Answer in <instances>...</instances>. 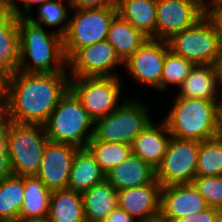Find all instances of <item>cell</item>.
<instances>
[{
  "mask_svg": "<svg viewBox=\"0 0 222 222\" xmlns=\"http://www.w3.org/2000/svg\"><path fill=\"white\" fill-rule=\"evenodd\" d=\"M51 191L37 176H24V202L18 222L47 219Z\"/></svg>",
  "mask_w": 222,
  "mask_h": 222,
  "instance_id": "24",
  "label": "cell"
},
{
  "mask_svg": "<svg viewBox=\"0 0 222 222\" xmlns=\"http://www.w3.org/2000/svg\"><path fill=\"white\" fill-rule=\"evenodd\" d=\"M87 148L94 155L105 175L132 154L131 144L102 142L94 138L88 142Z\"/></svg>",
  "mask_w": 222,
  "mask_h": 222,
  "instance_id": "28",
  "label": "cell"
},
{
  "mask_svg": "<svg viewBox=\"0 0 222 222\" xmlns=\"http://www.w3.org/2000/svg\"><path fill=\"white\" fill-rule=\"evenodd\" d=\"M8 76L0 70V103L6 101Z\"/></svg>",
  "mask_w": 222,
  "mask_h": 222,
  "instance_id": "40",
  "label": "cell"
},
{
  "mask_svg": "<svg viewBox=\"0 0 222 222\" xmlns=\"http://www.w3.org/2000/svg\"><path fill=\"white\" fill-rule=\"evenodd\" d=\"M105 179L117 191H121L151 183L155 179V169L138 156L131 154L109 171Z\"/></svg>",
  "mask_w": 222,
  "mask_h": 222,
  "instance_id": "19",
  "label": "cell"
},
{
  "mask_svg": "<svg viewBox=\"0 0 222 222\" xmlns=\"http://www.w3.org/2000/svg\"><path fill=\"white\" fill-rule=\"evenodd\" d=\"M201 141L171 137L155 178L161 187L192 183Z\"/></svg>",
  "mask_w": 222,
  "mask_h": 222,
  "instance_id": "10",
  "label": "cell"
},
{
  "mask_svg": "<svg viewBox=\"0 0 222 222\" xmlns=\"http://www.w3.org/2000/svg\"><path fill=\"white\" fill-rule=\"evenodd\" d=\"M24 202V177L10 175L0 181V222H18Z\"/></svg>",
  "mask_w": 222,
  "mask_h": 222,
  "instance_id": "27",
  "label": "cell"
},
{
  "mask_svg": "<svg viewBox=\"0 0 222 222\" xmlns=\"http://www.w3.org/2000/svg\"><path fill=\"white\" fill-rule=\"evenodd\" d=\"M18 16L4 11L0 15V70L8 77L19 70L20 34Z\"/></svg>",
  "mask_w": 222,
  "mask_h": 222,
  "instance_id": "18",
  "label": "cell"
},
{
  "mask_svg": "<svg viewBox=\"0 0 222 222\" xmlns=\"http://www.w3.org/2000/svg\"><path fill=\"white\" fill-rule=\"evenodd\" d=\"M5 11V6H0V15Z\"/></svg>",
  "mask_w": 222,
  "mask_h": 222,
  "instance_id": "46",
  "label": "cell"
},
{
  "mask_svg": "<svg viewBox=\"0 0 222 222\" xmlns=\"http://www.w3.org/2000/svg\"><path fill=\"white\" fill-rule=\"evenodd\" d=\"M218 77V84L222 86V51L220 56L217 58L216 63L214 64Z\"/></svg>",
  "mask_w": 222,
  "mask_h": 222,
  "instance_id": "41",
  "label": "cell"
},
{
  "mask_svg": "<svg viewBox=\"0 0 222 222\" xmlns=\"http://www.w3.org/2000/svg\"><path fill=\"white\" fill-rule=\"evenodd\" d=\"M27 222H50L48 219L43 220H34V221H27Z\"/></svg>",
  "mask_w": 222,
  "mask_h": 222,
  "instance_id": "45",
  "label": "cell"
},
{
  "mask_svg": "<svg viewBox=\"0 0 222 222\" xmlns=\"http://www.w3.org/2000/svg\"><path fill=\"white\" fill-rule=\"evenodd\" d=\"M208 2L206 15L214 23L222 41V0H209Z\"/></svg>",
  "mask_w": 222,
  "mask_h": 222,
  "instance_id": "34",
  "label": "cell"
},
{
  "mask_svg": "<svg viewBox=\"0 0 222 222\" xmlns=\"http://www.w3.org/2000/svg\"><path fill=\"white\" fill-rule=\"evenodd\" d=\"M103 222H139L123 209L116 207Z\"/></svg>",
  "mask_w": 222,
  "mask_h": 222,
  "instance_id": "38",
  "label": "cell"
},
{
  "mask_svg": "<svg viewBox=\"0 0 222 222\" xmlns=\"http://www.w3.org/2000/svg\"><path fill=\"white\" fill-rule=\"evenodd\" d=\"M68 72L24 73L8 77L6 104L12 122L45 125L69 90Z\"/></svg>",
  "mask_w": 222,
  "mask_h": 222,
  "instance_id": "1",
  "label": "cell"
},
{
  "mask_svg": "<svg viewBox=\"0 0 222 222\" xmlns=\"http://www.w3.org/2000/svg\"><path fill=\"white\" fill-rule=\"evenodd\" d=\"M163 119L172 137L210 140L222 134V107L206 99L176 97Z\"/></svg>",
  "mask_w": 222,
  "mask_h": 222,
  "instance_id": "2",
  "label": "cell"
},
{
  "mask_svg": "<svg viewBox=\"0 0 222 222\" xmlns=\"http://www.w3.org/2000/svg\"><path fill=\"white\" fill-rule=\"evenodd\" d=\"M74 9L68 18V27L63 35V47L67 60L80 48L105 41L117 7Z\"/></svg>",
  "mask_w": 222,
  "mask_h": 222,
  "instance_id": "7",
  "label": "cell"
},
{
  "mask_svg": "<svg viewBox=\"0 0 222 222\" xmlns=\"http://www.w3.org/2000/svg\"><path fill=\"white\" fill-rule=\"evenodd\" d=\"M0 6H5V0H0Z\"/></svg>",
  "mask_w": 222,
  "mask_h": 222,
  "instance_id": "47",
  "label": "cell"
},
{
  "mask_svg": "<svg viewBox=\"0 0 222 222\" xmlns=\"http://www.w3.org/2000/svg\"><path fill=\"white\" fill-rule=\"evenodd\" d=\"M150 122L147 105L137 100H125L112 113L94 122L93 138L102 142L131 144Z\"/></svg>",
  "mask_w": 222,
  "mask_h": 222,
  "instance_id": "8",
  "label": "cell"
},
{
  "mask_svg": "<svg viewBox=\"0 0 222 222\" xmlns=\"http://www.w3.org/2000/svg\"><path fill=\"white\" fill-rule=\"evenodd\" d=\"M196 176H222V134L201 141Z\"/></svg>",
  "mask_w": 222,
  "mask_h": 222,
  "instance_id": "29",
  "label": "cell"
},
{
  "mask_svg": "<svg viewBox=\"0 0 222 222\" xmlns=\"http://www.w3.org/2000/svg\"><path fill=\"white\" fill-rule=\"evenodd\" d=\"M205 14L206 9L198 1L156 0V40H169Z\"/></svg>",
  "mask_w": 222,
  "mask_h": 222,
  "instance_id": "11",
  "label": "cell"
},
{
  "mask_svg": "<svg viewBox=\"0 0 222 222\" xmlns=\"http://www.w3.org/2000/svg\"><path fill=\"white\" fill-rule=\"evenodd\" d=\"M77 149L78 147L71 144L47 142L36 176L51 192L67 188Z\"/></svg>",
  "mask_w": 222,
  "mask_h": 222,
  "instance_id": "14",
  "label": "cell"
},
{
  "mask_svg": "<svg viewBox=\"0 0 222 222\" xmlns=\"http://www.w3.org/2000/svg\"><path fill=\"white\" fill-rule=\"evenodd\" d=\"M161 184L151 183L118 191V207L143 222L160 215Z\"/></svg>",
  "mask_w": 222,
  "mask_h": 222,
  "instance_id": "16",
  "label": "cell"
},
{
  "mask_svg": "<svg viewBox=\"0 0 222 222\" xmlns=\"http://www.w3.org/2000/svg\"><path fill=\"white\" fill-rule=\"evenodd\" d=\"M194 64L169 50L165 55L162 71V90L169 84L180 86L188 77Z\"/></svg>",
  "mask_w": 222,
  "mask_h": 222,
  "instance_id": "30",
  "label": "cell"
},
{
  "mask_svg": "<svg viewBox=\"0 0 222 222\" xmlns=\"http://www.w3.org/2000/svg\"><path fill=\"white\" fill-rule=\"evenodd\" d=\"M171 137L165 121L158 126L150 122L132 141V154L156 170L162 162Z\"/></svg>",
  "mask_w": 222,
  "mask_h": 222,
  "instance_id": "17",
  "label": "cell"
},
{
  "mask_svg": "<svg viewBox=\"0 0 222 222\" xmlns=\"http://www.w3.org/2000/svg\"><path fill=\"white\" fill-rule=\"evenodd\" d=\"M86 222H103L118 207V191L106 180L82 193Z\"/></svg>",
  "mask_w": 222,
  "mask_h": 222,
  "instance_id": "21",
  "label": "cell"
},
{
  "mask_svg": "<svg viewBox=\"0 0 222 222\" xmlns=\"http://www.w3.org/2000/svg\"><path fill=\"white\" fill-rule=\"evenodd\" d=\"M213 222H222V209L217 213Z\"/></svg>",
  "mask_w": 222,
  "mask_h": 222,
  "instance_id": "43",
  "label": "cell"
},
{
  "mask_svg": "<svg viewBox=\"0 0 222 222\" xmlns=\"http://www.w3.org/2000/svg\"><path fill=\"white\" fill-rule=\"evenodd\" d=\"M44 126L49 141L78 148L87 147L94 134V129H89L94 121L70 90L60 99Z\"/></svg>",
  "mask_w": 222,
  "mask_h": 222,
  "instance_id": "4",
  "label": "cell"
},
{
  "mask_svg": "<svg viewBox=\"0 0 222 222\" xmlns=\"http://www.w3.org/2000/svg\"><path fill=\"white\" fill-rule=\"evenodd\" d=\"M120 87L119 76L70 78L69 82V90L94 122L119 107Z\"/></svg>",
  "mask_w": 222,
  "mask_h": 222,
  "instance_id": "9",
  "label": "cell"
},
{
  "mask_svg": "<svg viewBox=\"0 0 222 222\" xmlns=\"http://www.w3.org/2000/svg\"><path fill=\"white\" fill-rule=\"evenodd\" d=\"M221 209L208 207L204 211L195 212L189 216L178 219L175 222H213L215 216Z\"/></svg>",
  "mask_w": 222,
  "mask_h": 222,
  "instance_id": "35",
  "label": "cell"
},
{
  "mask_svg": "<svg viewBox=\"0 0 222 222\" xmlns=\"http://www.w3.org/2000/svg\"><path fill=\"white\" fill-rule=\"evenodd\" d=\"M23 2V8L25 9V13L19 9V6L16 4L14 0H5V11L13 12L18 18L29 16V11L31 9L32 4L38 3L40 6L42 3L46 2L47 0H19Z\"/></svg>",
  "mask_w": 222,
  "mask_h": 222,
  "instance_id": "37",
  "label": "cell"
},
{
  "mask_svg": "<svg viewBox=\"0 0 222 222\" xmlns=\"http://www.w3.org/2000/svg\"><path fill=\"white\" fill-rule=\"evenodd\" d=\"M148 39L141 31L117 15L109 27L106 40L114 47L120 59L125 62Z\"/></svg>",
  "mask_w": 222,
  "mask_h": 222,
  "instance_id": "26",
  "label": "cell"
},
{
  "mask_svg": "<svg viewBox=\"0 0 222 222\" xmlns=\"http://www.w3.org/2000/svg\"><path fill=\"white\" fill-rule=\"evenodd\" d=\"M192 184L209 207L222 209V176H196Z\"/></svg>",
  "mask_w": 222,
  "mask_h": 222,
  "instance_id": "32",
  "label": "cell"
},
{
  "mask_svg": "<svg viewBox=\"0 0 222 222\" xmlns=\"http://www.w3.org/2000/svg\"><path fill=\"white\" fill-rule=\"evenodd\" d=\"M208 207L192 183L161 187L160 215L169 222L204 211Z\"/></svg>",
  "mask_w": 222,
  "mask_h": 222,
  "instance_id": "15",
  "label": "cell"
},
{
  "mask_svg": "<svg viewBox=\"0 0 222 222\" xmlns=\"http://www.w3.org/2000/svg\"><path fill=\"white\" fill-rule=\"evenodd\" d=\"M143 222H169V221L167 219L163 218L161 215H159L155 218L148 219V220L143 221Z\"/></svg>",
  "mask_w": 222,
  "mask_h": 222,
  "instance_id": "42",
  "label": "cell"
},
{
  "mask_svg": "<svg viewBox=\"0 0 222 222\" xmlns=\"http://www.w3.org/2000/svg\"><path fill=\"white\" fill-rule=\"evenodd\" d=\"M61 1L63 0H47L38 6V18L34 19L30 16L27 18L31 22L40 26H42V23L49 26H57L60 23H65L59 30H56L59 35L63 36L68 27V21L65 22L68 17V13L66 6H64Z\"/></svg>",
  "mask_w": 222,
  "mask_h": 222,
  "instance_id": "31",
  "label": "cell"
},
{
  "mask_svg": "<svg viewBox=\"0 0 222 222\" xmlns=\"http://www.w3.org/2000/svg\"><path fill=\"white\" fill-rule=\"evenodd\" d=\"M118 15L146 37L156 39V0H117Z\"/></svg>",
  "mask_w": 222,
  "mask_h": 222,
  "instance_id": "23",
  "label": "cell"
},
{
  "mask_svg": "<svg viewBox=\"0 0 222 222\" xmlns=\"http://www.w3.org/2000/svg\"><path fill=\"white\" fill-rule=\"evenodd\" d=\"M8 130L9 158L13 175L36 176L44 148L49 141L45 126L11 122Z\"/></svg>",
  "mask_w": 222,
  "mask_h": 222,
  "instance_id": "6",
  "label": "cell"
},
{
  "mask_svg": "<svg viewBox=\"0 0 222 222\" xmlns=\"http://www.w3.org/2000/svg\"><path fill=\"white\" fill-rule=\"evenodd\" d=\"M194 1H198L205 9H206V7L208 5V1H206V0H194Z\"/></svg>",
  "mask_w": 222,
  "mask_h": 222,
  "instance_id": "44",
  "label": "cell"
},
{
  "mask_svg": "<svg viewBox=\"0 0 222 222\" xmlns=\"http://www.w3.org/2000/svg\"><path fill=\"white\" fill-rule=\"evenodd\" d=\"M169 49L194 65H214L222 51V41L212 20L205 14L193 26L167 40Z\"/></svg>",
  "mask_w": 222,
  "mask_h": 222,
  "instance_id": "5",
  "label": "cell"
},
{
  "mask_svg": "<svg viewBox=\"0 0 222 222\" xmlns=\"http://www.w3.org/2000/svg\"><path fill=\"white\" fill-rule=\"evenodd\" d=\"M11 117L6 102L0 103V136L8 131Z\"/></svg>",
  "mask_w": 222,
  "mask_h": 222,
  "instance_id": "39",
  "label": "cell"
},
{
  "mask_svg": "<svg viewBox=\"0 0 222 222\" xmlns=\"http://www.w3.org/2000/svg\"><path fill=\"white\" fill-rule=\"evenodd\" d=\"M47 219L50 222H86L82 194L68 188L52 191Z\"/></svg>",
  "mask_w": 222,
  "mask_h": 222,
  "instance_id": "25",
  "label": "cell"
},
{
  "mask_svg": "<svg viewBox=\"0 0 222 222\" xmlns=\"http://www.w3.org/2000/svg\"><path fill=\"white\" fill-rule=\"evenodd\" d=\"M18 30L21 57L18 71L24 73L67 72L63 36L57 32L48 34L43 26L25 17L18 19ZM26 57H29L30 61L27 62Z\"/></svg>",
  "mask_w": 222,
  "mask_h": 222,
  "instance_id": "3",
  "label": "cell"
},
{
  "mask_svg": "<svg viewBox=\"0 0 222 222\" xmlns=\"http://www.w3.org/2000/svg\"><path fill=\"white\" fill-rule=\"evenodd\" d=\"M169 50L167 41L149 38L123 65L136 82L162 90L163 63Z\"/></svg>",
  "mask_w": 222,
  "mask_h": 222,
  "instance_id": "13",
  "label": "cell"
},
{
  "mask_svg": "<svg viewBox=\"0 0 222 222\" xmlns=\"http://www.w3.org/2000/svg\"><path fill=\"white\" fill-rule=\"evenodd\" d=\"M116 4L117 0H70L71 7L76 9L116 7Z\"/></svg>",
  "mask_w": 222,
  "mask_h": 222,
  "instance_id": "36",
  "label": "cell"
},
{
  "mask_svg": "<svg viewBox=\"0 0 222 222\" xmlns=\"http://www.w3.org/2000/svg\"><path fill=\"white\" fill-rule=\"evenodd\" d=\"M104 179L105 174L91 151L87 147L78 148L72 162L67 188L82 194Z\"/></svg>",
  "mask_w": 222,
  "mask_h": 222,
  "instance_id": "22",
  "label": "cell"
},
{
  "mask_svg": "<svg viewBox=\"0 0 222 222\" xmlns=\"http://www.w3.org/2000/svg\"><path fill=\"white\" fill-rule=\"evenodd\" d=\"M9 130L0 136V181L13 174L10 164Z\"/></svg>",
  "mask_w": 222,
  "mask_h": 222,
  "instance_id": "33",
  "label": "cell"
},
{
  "mask_svg": "<svg viewBox=\"0 0 222 222\" xmlns=\"http://www.w3.org/2000/svg\"><path fill=\"white\" fill-rule=\"evenodd\" d=\"M216 68L211 64L194 65L188 77L179 86L177 97L216 101L222 107V100L216 97L218 89ZM218 99V100H217Z\"/></svg>",
  "mask_w": 222,
  "mask_h": 222,
  "instance_id": "20",
  "label": "cell"
},
{
  "mask_svg": "<svg viewBox=\"0 0 222 222\" xmlns=\"http://www.w3.org/2000/svg\"><path fill=\"white\" fill-rule=\"evenodd\" d=\"M119 64L124 62L107 40L80 48L67 60L70 78L117 77L112 70Z\"/></svg>",
  "mask_w": 222,
  "mask_h": 222,
  "instance_id": "12",
  "label": "cell"
}]
</instances>
